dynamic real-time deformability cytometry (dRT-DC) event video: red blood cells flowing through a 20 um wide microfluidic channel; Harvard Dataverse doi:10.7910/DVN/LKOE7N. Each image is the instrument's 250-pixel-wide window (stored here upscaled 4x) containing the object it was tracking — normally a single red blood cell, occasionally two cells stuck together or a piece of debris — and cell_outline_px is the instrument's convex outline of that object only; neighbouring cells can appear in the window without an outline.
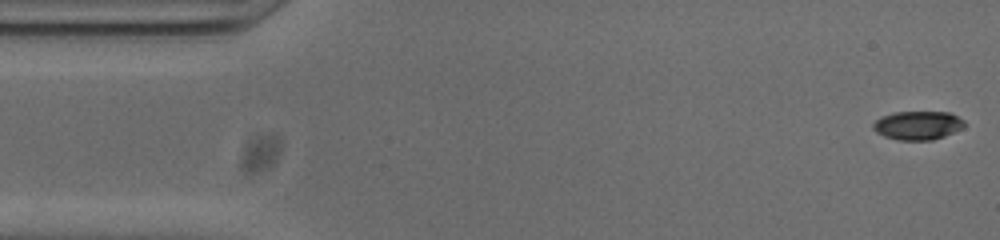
{"species": "common noctule bat (a hibernating species)", "species_latin": "Nyctalus noctula", "temperature_condition": "cold", "stored_images_in_passage": 52, "camera_frame_rate_fps": 3000, "um_per_image_px": 0.085, "animal": {"sex": "male", "body_mass_g": 20.0, "forearm_length_mm": 53.3}, "frame": {"image": 1, "passage_image": 1, "time_ms": 0.0, "image_size_px": [1000, 240], "cell_outline_px": [[964, 128], [944, 136], [932, 140], [900, 140], [884, 136], [876, 132], [872, 128], [872, 124], [876, 120], [892, 112], [948, 112], [964, 120]], "centroid_in_image_um": [78.01, 10.66], "position_along_channel_um": 7.0, "area_um2": 15.2}}
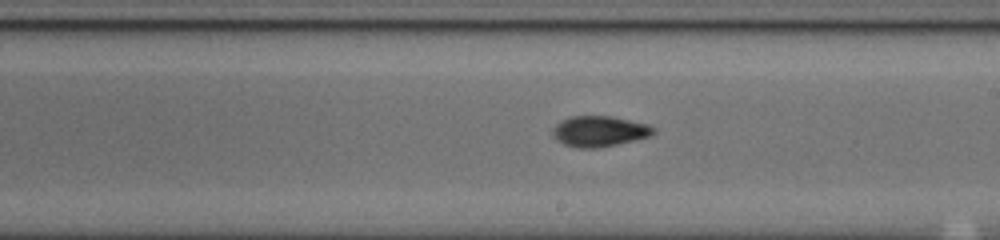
{"frame": {"image": 2, "passage_image": 28, "time_ms": 9.0, "image_size_px": [1000, 240], "cell_outline_px": [[656, 132], [648, 136], [636, 140], [596, 148], [576, 148], [564, 144], [556, 140], [552, 132], [552, 128], [556, 124], [572, 116], [612, 116], [648, 124], [656, 128]], "centroid_in_image_um": [50.95, 11.16], "position_along_channel_um": 238.0, "area_um2": 17.98}}
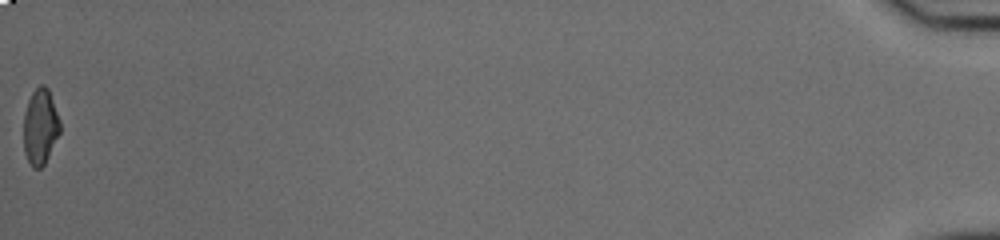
{"frame": {"image": 3, "passage_image": 52, "time_ms": 17.0, "image_size_px": [1000, 240], "cell_outline_px": [[60, 132], [44, 164], [40, 168], [32, 168], [24, 152], [24, 112], [28, 100], [32, 92], [40, 84], [44, 84], [48, 88], [60, 120]], "centroid_in_image_um": [3.42, 10.75], "position_along_channel_um": 431.8, "area_um2": 16.01}, "authors_computed_cell_mechanics": {"area_um2": 16.9643, "velocity_mm_per_s": 3.8569, "shape_relaxation_time_tau1_ms": 7.7703, "shape_relaxation_time_tau2_ms": 3.0827, "deformation_change_tau1": 0.246, "deformation_change_tau2": 0.0572}}